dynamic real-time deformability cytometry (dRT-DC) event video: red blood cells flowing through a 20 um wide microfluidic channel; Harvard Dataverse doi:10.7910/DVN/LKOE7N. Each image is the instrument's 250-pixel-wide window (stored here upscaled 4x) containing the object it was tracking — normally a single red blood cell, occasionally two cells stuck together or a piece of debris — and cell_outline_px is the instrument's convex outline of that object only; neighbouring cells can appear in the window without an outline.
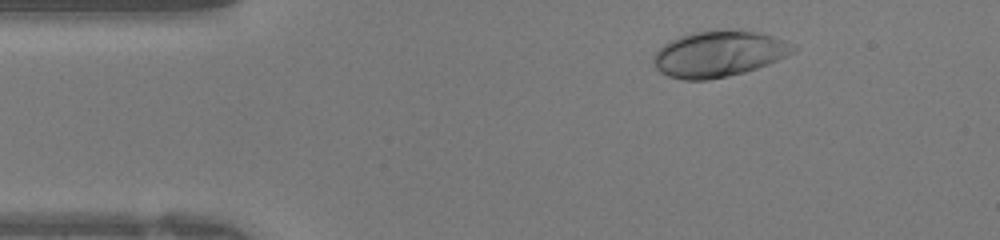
{"species": "human", "species_latin": "Homo sapiens", "temperature_condition": "warm", "stored_images_in_passage": 40, "camera_frame_rate_fps": 3000, "um_per_image_px": 0.085, "donor": {"sex": "female"}, "frame": {"image": 1, "passage_image": 4, "time_ms": 1.0, "image_size_px": [1000, 240], "cell_outline_px": [[796, 48], [792, 52], [768, 64], [744, 72], [728, 76], [708, 80], [684, 80], [668, 76], [660, 72], [652, 64], [652, 56], [668, 40], [676, 36], [692, 32], [712, 28], [720, 28], [760, 32], [796, 44]], "centroid_in_image_um": [61.04, 4.55], "position_along_channel_um": 24.0, "area_um2": 38.03}}
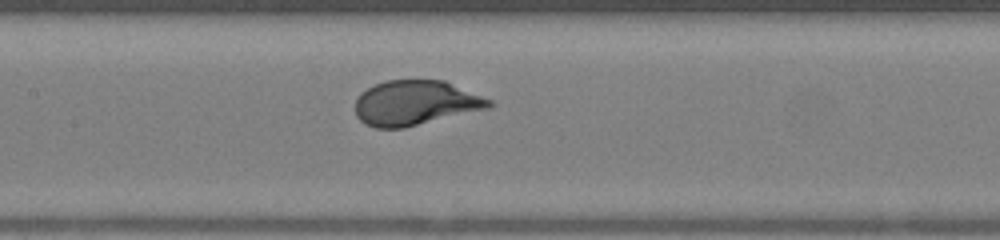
{"frame": {"image": 2, "passage_image": 17, "time_ms": 5.333, "image_size_px": [1000, 240], "cell_outline_px": [[492, 104], [488, 108], [404, 128], [376, 128], [364, 124], [356, 116], [356, 100], [360, 92], [376, 84], [388, 80], [444, 80], [492, 100]], "centroid_in_image_um": [35.28, 8.75], "position_along_channel_um": 172.1, "area_um2": 34.8}}
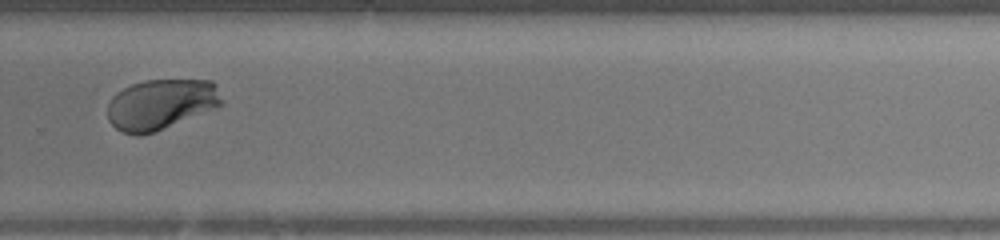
{"frame": {"image": 3, "passage_image": 26, "time_ms": 8.333, "image_size_px": [1000, 240], "cell_outline_px": [[224, 104], [216, 108], [156, 132], [140, 136], [136, 136], [124, 132], [116, 128], [108, 120], [108, 104], [112, 96], [116, 92], [132, 84], [144, 80], [212, 80], [216, 84], [224, 100]], "centroid_in_image_um": [13.7, 8.87], "position_along_channel_um": 316.1, "area_um2": 33.99}}